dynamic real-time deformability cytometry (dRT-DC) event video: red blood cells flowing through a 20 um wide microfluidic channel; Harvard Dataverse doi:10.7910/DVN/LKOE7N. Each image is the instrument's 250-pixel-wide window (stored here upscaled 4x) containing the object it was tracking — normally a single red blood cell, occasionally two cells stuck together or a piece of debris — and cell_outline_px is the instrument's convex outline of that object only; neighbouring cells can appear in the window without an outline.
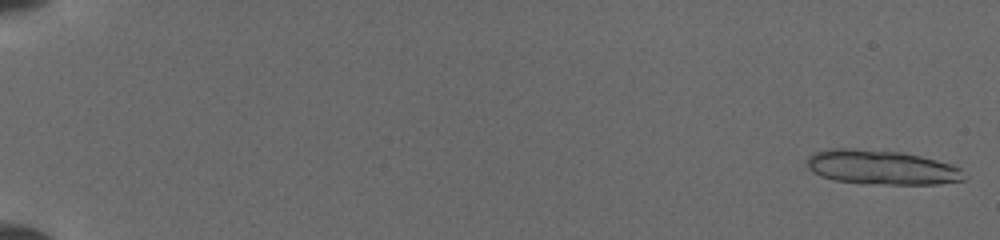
{"species": "common noctule bat (a hibernating species)", "species_latin": "Nyctalus noctula", "temperature_condition": "cold", "stored_images_in_passage": 20, "camera_frame_rate_fps": 3000, "um_per_image_px": 0.085, "animal": {"sex": "female", "body_mass_g": 19.5, "forearm_length_mm": 54.1}, "frame": {"image": 1, "passage_image": 1, "time_ms": 0.0, "image_size_px": [1000, 240], "cell_outline_px": [[968, 176], [964, 180], [936, 184], [884, 184], [836, 180], [820, 176], [808, 168], [808, 156], [816, 152], [832, 148], [852, 148], [900, 152], [920, 156], [952, 164], [960, 168]], "centroid_in_image_um": [74.98, 14.22], "position_along_channel_um": 10.0, "area_um2": 31.27}}